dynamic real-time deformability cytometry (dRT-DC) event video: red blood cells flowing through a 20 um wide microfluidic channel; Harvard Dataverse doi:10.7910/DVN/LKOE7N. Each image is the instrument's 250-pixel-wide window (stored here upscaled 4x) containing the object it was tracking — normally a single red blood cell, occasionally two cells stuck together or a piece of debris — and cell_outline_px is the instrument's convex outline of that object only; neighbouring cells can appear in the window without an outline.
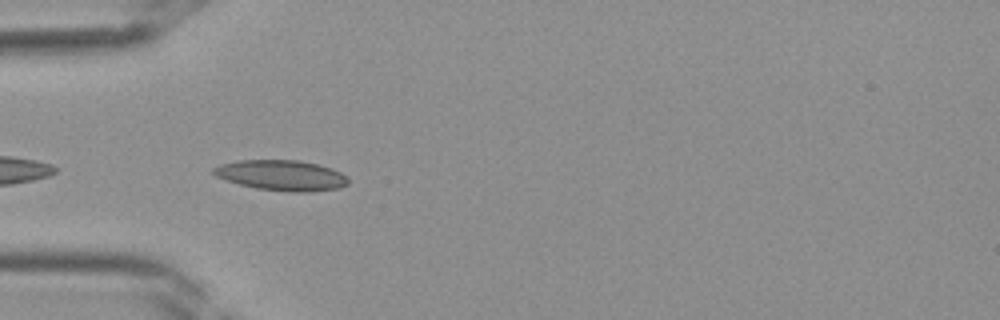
{"species": "Egyptian fruit bat (a non-hibernating species)", "species_latin": "Rousettus aegyptiacus", "temperature_condition": "room temperature", "stored_images_in_passage": 25, "camera_frame_rate_fps": 3000, "um_per_image_px": 0.085, "frame": {"image": 1, "passage_image": 12, "time_ms": 3.667, "image_size_px": [1000, 320], "cell_outline_px": [[348, 184], [340, 188], [308, 192], [288, 192], [256, 188], [240, 184], [216, 176], [212, 172], [212, 168], [220, 164], [240, 160], [300, 160], [332, 168], [348, 176]], "centroid_in_image_um": [23.96, 14.9], "position_along_channel_um": 61.0, "area_um2": 23.93}}
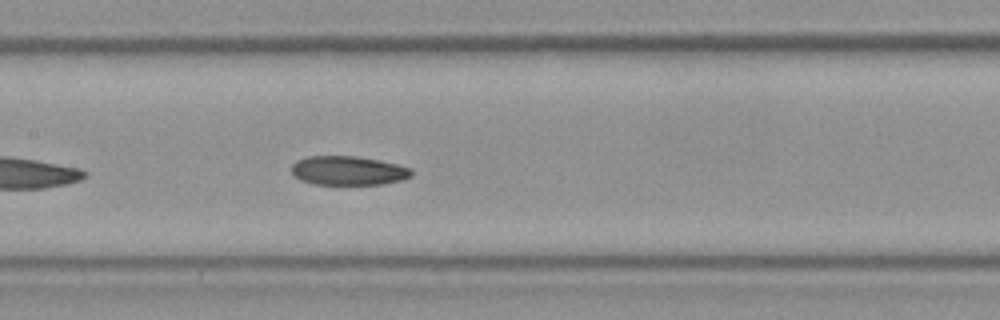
{"frame": {"image": 2, "passage_image": 19, "time_ms": 6.0, "image_size_px": [1000, 320], "cell_outline_px": [[412, 176], [404, 180], [384, 184], [316, 184], [300, 180], [292, 172], [292, 164], [296, 160], [308, 156], [356, 156], [380, 160], [412, 168]], "centroid_in_image_um": [29.63, 14.5], "position_along_channel_um": 177.8, "area_um2": 20.4}}
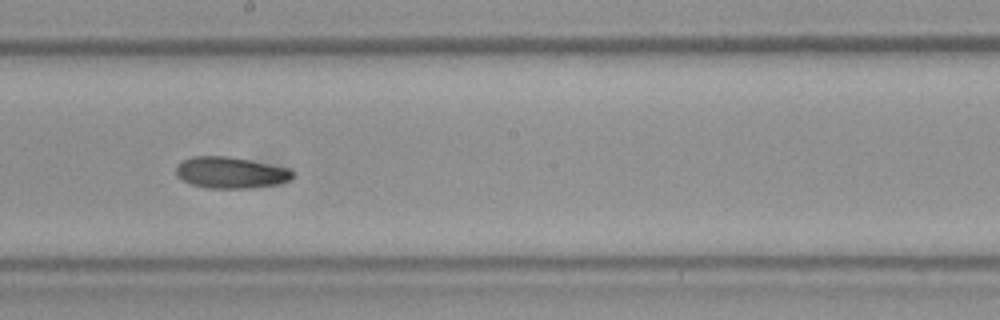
{"frame": {"image": 3, "passage_image": 22, "time_ms": 7.0, "image_size_px": [1000, 320], "cell_outline_px": [[296, 176], [288, 180], [276, 184], [248, 188], [208, 188], [192, 184], [176, 176], [176, 164], [192, 156], [228, 156], [252, 160], [288, 168], [296, 172]], "centroid_in_image_um": [19.62, 14.66], "position_along_channel_um": 228.6, "area_um2": 21.39}}